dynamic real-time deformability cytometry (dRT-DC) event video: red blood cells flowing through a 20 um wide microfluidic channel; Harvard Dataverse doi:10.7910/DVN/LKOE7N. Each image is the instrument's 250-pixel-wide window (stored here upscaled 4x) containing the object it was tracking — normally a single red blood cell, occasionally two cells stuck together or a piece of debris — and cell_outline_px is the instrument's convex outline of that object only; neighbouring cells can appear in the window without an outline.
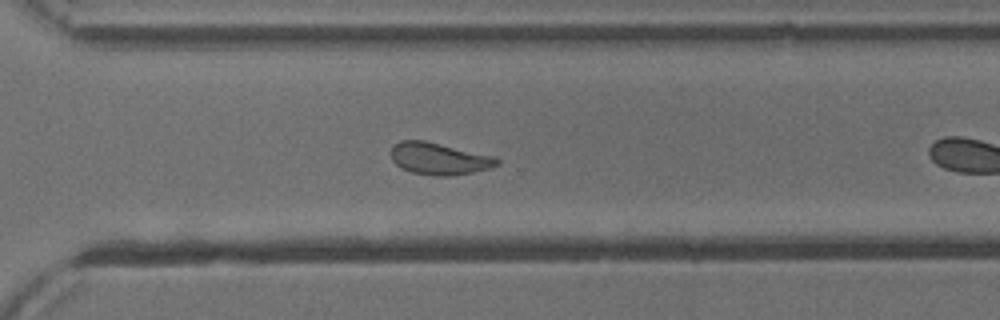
{"species": "common noctule bat (a hibernating species)", "species_latin": "Nyctalus noctula", "temperature_condition": "cold", "stored_images_in_passage": 28, "camera_frame_rate_fps": 3000, "um_per_image_px": 0.085, "animal": {"sex": "male", "body_mass_g": 13.3}, "frame": {"image": 1, "passage_image": 24, "time_ms": 7.667, "image_size_px": [1000, 320], "cell_outline_px": [[500, 164], [488, 168], [472, 172], [448, 176], [436, 176], [412, 172], [400, 168], [392, 160], [392, 148], [400, 140], [424, 140], [496, 156], [500, 160]], "centroid_in_image_um": [37.35, 13.48], "position_along_channel_um": 333.3, "area_um2": 19.71}}